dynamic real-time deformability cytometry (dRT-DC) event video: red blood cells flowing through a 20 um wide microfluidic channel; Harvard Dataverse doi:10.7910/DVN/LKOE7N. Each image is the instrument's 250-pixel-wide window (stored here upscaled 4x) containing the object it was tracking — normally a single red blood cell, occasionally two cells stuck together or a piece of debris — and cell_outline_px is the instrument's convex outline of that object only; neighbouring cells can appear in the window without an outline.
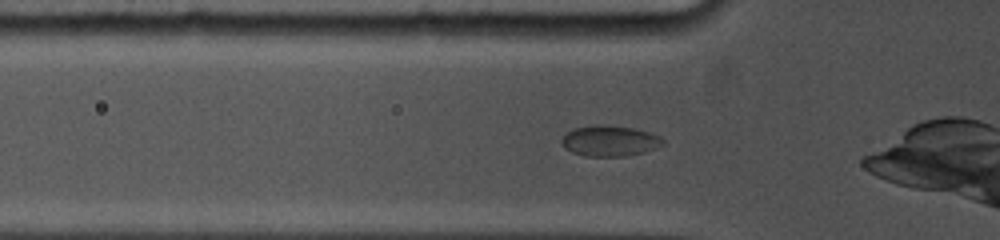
{"species": "common noctule bat (a hibernating species)", "species_latin": "Nyctalus noctula", "temperature_condition": "cold", "stored_images_in_passage": 42, "camera_frame_rate_fps": 5000, "um_per_image_px": 0.085, "animal": {"sex": "female", "body_mass_g": 19.0, "forearm_length_mm": 53.3}, "frame": {"image": 1, "passage_image": 6, "time_ms": 1.8, "image_size_px": [1000, 240], "cell_outline_px": [[664, 144], [656, 148], [644, 152], [624, 156], [584, 156], [572, 152], [564, 148], [560, 144], [560, 140], [572, 128], [592, 124], [600, 124], [632, 128], [648, 132], [660, 136], [664, 140]], "centroid_in_image_um": [51.79, 11.97], "position_along_channel_um": 74.0, "area_um2": 18.26}}
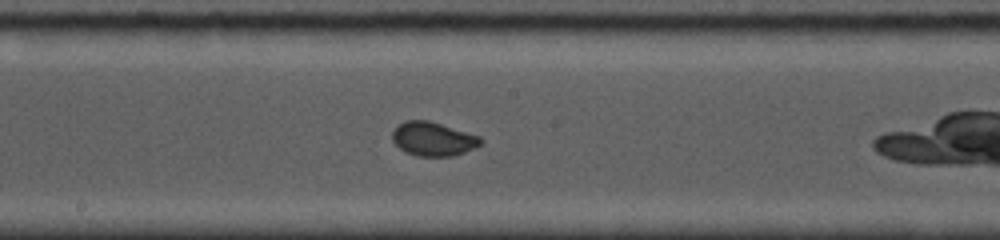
{"frame": {"image": 2, "passage_image": 18, "time_ms": 5.4, "image_size_px": [1000, 240], "cell_outline_px": [[484, 140], [480, 144], [464, 152], [452, 156], [416, 156], [404, 152], [392, 140], [392, 132], [396, 124], [404, 120], [428, 120], [480, 136]], "centroid_in_image_um": [36.77, 11.8], "position_along_channel_um": 211.4, "area_um2": 17.51}}
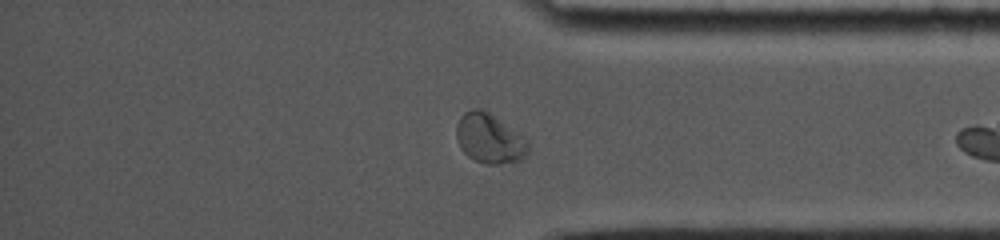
{"frame": {"image": 3, "passage_image": 33, "time_ms": 10.2, "image_size_px": [1000, 240], "cell_outline_px": [[528, 152], [520, 160], [496, 164], [488, 164], [476, 160], [468, 156], [460, 148], [456, 140], [456, 124], [460, 116], [464, 112], [472, 108], [480, 108], [488, 112], [528, 140]], "centroid_in_image_um": [41.56, 11.76], "position_along_channel_um": 393.6, "area_um2": 20.58}}